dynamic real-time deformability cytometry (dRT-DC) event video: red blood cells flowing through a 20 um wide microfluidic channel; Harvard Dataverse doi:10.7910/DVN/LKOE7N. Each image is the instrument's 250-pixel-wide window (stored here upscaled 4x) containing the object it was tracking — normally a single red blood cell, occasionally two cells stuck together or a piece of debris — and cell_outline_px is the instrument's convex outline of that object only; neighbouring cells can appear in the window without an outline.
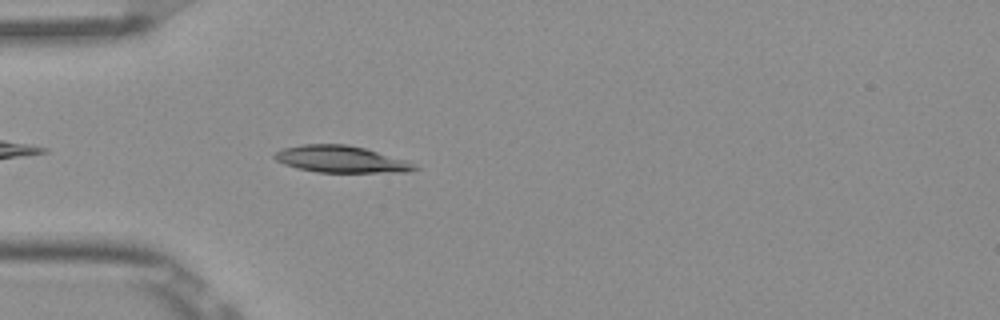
{"species": "Egyptian fruit bat (a non-hibernating species)", "species_latin": "Rousettus aegyptiacus", "temperature_condition": "room temperature", "stored_images_in_passage": 5, "camera_frame_rate_fps": 3000, "um_per_image_px": 0.085, "frame": {"image": 1, "passage_image": 5, "time_ms": 1.333, "image_size_px": [1000, 320], "cell_outline_px": [[420, 168], [412, 172], [316, 172], [296, 168], [284, 164], [276, 160], [272, 156], [276, 152], [284, 148], [300, 144], [348, 144], [364, 148], [408, 160], [416, 164]], "centroid_in_image_um": [29.02, 13.53], "position_along_channel_um": 56.0, "area_um2": 22.08}}